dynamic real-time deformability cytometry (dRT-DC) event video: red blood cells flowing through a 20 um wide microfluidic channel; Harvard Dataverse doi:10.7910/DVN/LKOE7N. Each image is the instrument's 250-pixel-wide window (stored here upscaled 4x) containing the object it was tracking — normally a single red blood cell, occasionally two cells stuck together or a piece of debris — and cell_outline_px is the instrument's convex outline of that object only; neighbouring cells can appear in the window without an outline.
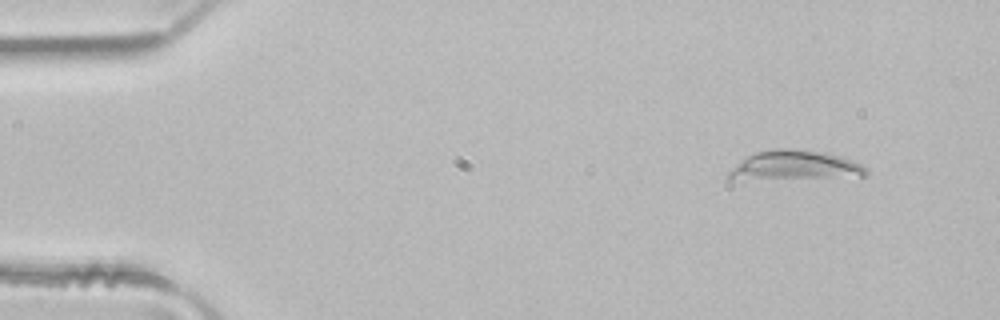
{"species": "common noctule bat (a hibernating species)", "species_latin": "Nyctalus noctula", "temperature_condition": "room temperature", "stored_images_in_passage": 6, "camera_frame_rate_fps": 3000, "um_per_image_px": 0.085, "animal": {"sex": "male", "body_mass_g": 21.5, "forearm_length_mm": 52.0}, "frame": {"image": 1, "passage_image": 1, "time_ms": 0.0, "image_size_px": [1000, 320], "cell_outline_px": [[868, 176], [724, 176], [740, 160], [756, 152], [776, 148], [800, 148], [824, 152], [840, 156], [852, 160], [860, 164], [868, 172]], "centroid_in_image_um": [67.67, 13.97], "position_along_channel_um": 17.3, "area_um2": 21.73}}